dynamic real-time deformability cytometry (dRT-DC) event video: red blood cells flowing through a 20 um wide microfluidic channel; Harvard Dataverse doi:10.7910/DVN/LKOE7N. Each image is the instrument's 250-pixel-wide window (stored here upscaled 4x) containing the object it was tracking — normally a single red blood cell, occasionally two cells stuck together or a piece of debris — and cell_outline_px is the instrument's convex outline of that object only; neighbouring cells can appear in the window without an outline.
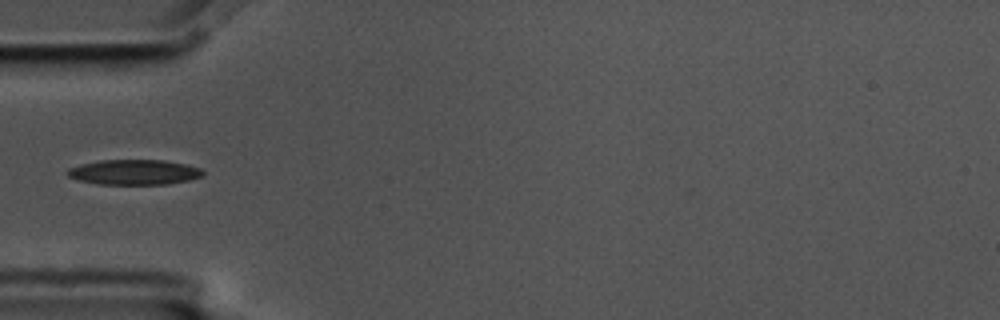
{"species": "common noctule bat (a hibernating species)", "species_latin": "Nyctalus noctula", "temperature_condition": "cold", "stored_images_in_passage": 9, "camera_frame_rate_fps": 3000, "um_per_image_px": 0.085, "animal": {"sex": "male", "body_mass_g": 17.5, "forearm_length_mm": 52.3}, "frame": {"image": 1, "passage_image": 4, "time_ms": 1.0, "image_size_px": [1000, 320], "cell_outline_px": [[204, 172], [200, 176], [188, 180], [168, 184], [96, 184], [80, 180], [68, 176], [64, 172], [68, 168], [80, 164], [100, 160], [164, 160], [188, 164], [200, 168]], "centroid_in_image_um": [11.37, 14.63], "position_along_channel_um": 73.6, "area_um2": 19.88}}